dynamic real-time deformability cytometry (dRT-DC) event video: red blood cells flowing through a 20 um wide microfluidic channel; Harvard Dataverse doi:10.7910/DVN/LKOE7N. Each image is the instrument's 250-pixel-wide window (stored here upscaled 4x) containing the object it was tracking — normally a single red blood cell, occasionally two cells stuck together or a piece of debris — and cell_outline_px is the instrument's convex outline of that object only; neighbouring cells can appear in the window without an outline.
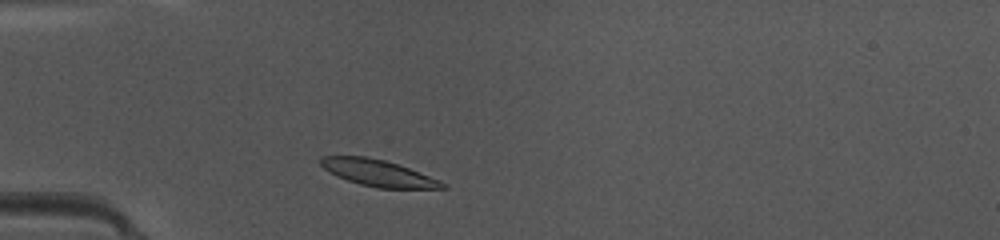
{"species": "common noctule bat (a hibernating species)", "species_latin": "Nyctalus noctula", "temperature_condition": "warm", "stored_images_in_passage": 37, "camera_frame_rate_fps": 3000, "um_per_image_px": 0.085, "animal": {"sex": "female", "body_mass_g": 10.0, "forearm_length_mm": 53.1}, "frame": {"image": 1, "passage_image": 4, "time_ms": 1.0, "image_size_px": [1000, 240], "cell_outline_px": [[448, 188], [376, 188], [360, 184], [336, 176], [324, 168], [320, 164], [320, 156], [364, 156], [384, 160], [408, 168], [440, 180], [448, 184]], "centroid_in_image_um": [32.14, 14.71], "position_along_channel_um": 52.9, "area_um2": 18.61}}
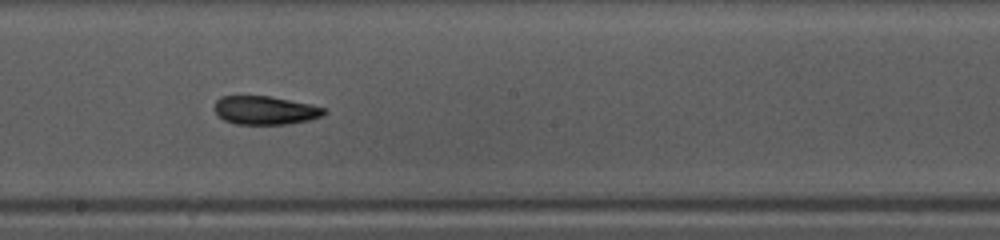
{"frame": {"image": 2, "passage_image": 17, "time_ms": 5.333, "image_size_px": [1000, 240], "cell_outline_px": [[328, 112], [320, 116], [308, 120], [288, 124], [236, 124], [224, 120], [212, 108], [216, 100], [220, 96], [268, 96], [312, 104], [328, 108]], "centroid_in_image_um": [22.54, 9.37], "position_along_channel_um": 225.7, "area_um2": 18.32}}
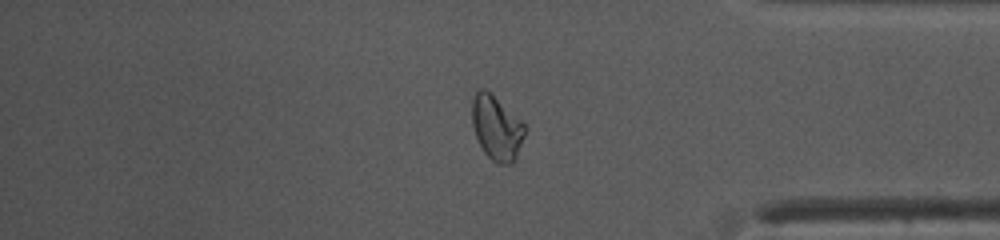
{"frame": {"image": 3, "passage_image": 30, "time_ms": 9.667, "image_size_px": [1000, 240], "cell_outline_px": [[528, 128], [516, 160], [508, 164], [500, 164], [492, 160], [484, 152], [476, 136], [472, 124], [472, 100], [476, 92], [480, 88], [484, 88], [520, 120]], "centroid_in_image_um": [42.23, 10.9], "position_along_channel_um": 393.0, "area_um2": 19.65}, "authors_computed_cell_mechanics": {"area_um2": 18.6116, "velocity_mm_per_s": 4.2258, "shape_relaxation_time_tau1_ms": 5.1495, "shape_relaxation_time_tau2_ms": 4.3134, "deformation_change_tau1": 0.1787, "deformation_change_tau2": 0.0785}}